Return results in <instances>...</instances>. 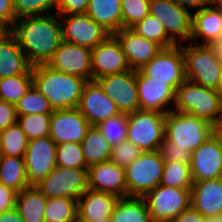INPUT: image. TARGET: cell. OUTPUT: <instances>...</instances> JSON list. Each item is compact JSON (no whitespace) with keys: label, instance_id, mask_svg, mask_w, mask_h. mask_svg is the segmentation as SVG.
<instances>
[{"label":"cell","instance_id":"1","mask_svg":"<svg viewBox=\"0 0 222 222\" xmlns=\"http://www.w3.org/2000/svg\"><path fill=\"white\" fill-rule=\"evenodd\" d=\"M10 31L32 66L47 64L59 43L63 42L62 25L57 13L18 18Z\"/></svg>","mask_w":222,"mask_h":222},{"label":"cell","instance_id":"2","mask_svg":"<svg viewBox=\"0 0 222 222\" xmlns=\"http://www.w3.org/2000/svg\"><path fill=\"white\" fill-rule=\"evenodd\" d=\"M86 83L81 77L54 70L47 64L32 67V84L49 100L53 110L78 108Z\"/></svg>","mask_w":222,"mask_h":222},{"label":"cell","instance_id":"3","mask_svg":"<svg viewBox=\"0 0 222 222\" xmlns=\"http://www.w3.org/2000/svg\"><path fill=\"white\" fill-rule=\"evenodd\" d=\"M185 79L215 89L222 75L220 52L213 45L182 44Z\"/></svg>","mask_w":222,"mask_h":222},{"label":"cell","instance_id":"4","mask_svg":"<svg viewBox=\"0 0 222 222\" xmlns=\"http://www.w3.org/2000/svg\"><path fill=\"white\" fill-rule=\"evenodd\" d=\"M211 123L188 113L170 111L165 114L164 137L174 147L188 149L191 153L211 136Z\"/></svg>","mask_w":222,"mask_h":222},{"label":"cell","instance_id":"5","mask_svg":"<svg viewBox=\"0 0 222 222\" xmlns=\"http://www.w3.org/2000/svg\"><path fill=\"white\" fill-rule=\"evenodd\" d=\"M222 108L215 89L185 80L177 89L173 111L188 113L213 123Z\"/></svg>","mask_w":222,"mask_h":222},{"label":"cell","instance_id":"6","mask_svg":"<svg viewBox=\"0 0 222 222\" xmlns=\"http://www.w3.org/2000/svg\"><path fill=\"white\" fill-rule=\"evenodd\" d=\"M127 197H143L157 187L162 180L164 160L158 150L146 151L125 169Z\"/></svg>","mask_w":222,"mask_h":222},{"label":"cell","instance_id":"7","mask_svg":"<svg viewBox=\"0 0 222 222\" xmlns=\"http://www.w3.org/2000/svg\"><path fill=\"white\" fill-rule=\"evenodd\" d=\"M127 140L143 152L158 150L164 140L165 114L138 109L127 114Z\"/></svg>","mask_w":222,"mask_h":222},{"label":"cell","instance_id":"8","mask_svg":"<svg viewBox=\"0 0 222 222\" xmlns=\"http://www.w3.org/2000/svg\"><path fill=\"white\" fill-rule=\"evenodd\" d=\"M138 71L143 76L152 77L153 81L165 82L176 92V89L186 80L182 44L162 48Z\"/></svg>","mask_w":222,"mask_h":222},{"label":"cell","instance_id":"9","mask_svg":"<svg viewBox=\"0 0 222 222\" xmlns=\"http://www.w3.org/2000/svg\"><path fill=\"white\" fill-rule=\"evenodd\" d=\"M36 186L47 198L66 197L77 200L88 190L87 168L56 166Z\"/></svg>","mask_w":222,"mask_h":222},{"label":"cell","instance_id":"10","mask_svg":"<svg viewBox=\"0 0 222 222\" xmlns=\"http://www.w3.org/2000/svg\"><path fill=\"white\" fill-rule=\"evenodd\" d=\"M149 13L164 26L167 35L177 44L190 41L192 31V11L171 0H150Z\"/></svg>","mask_w":222,"mask_h":222},{"label":"cell","instance_id":"11","mask_svg":"<svg viewBox=\"0 0 222 222\" xmlns=\"http://www.w3.org/2000/svg\"><path fill=\"white\" fill-rule=\"evenodd\" d=\"M190 190L158 185L147 192L146 201L151 219L172 220L190 205Z\"/></svg>","mask_w":222,"mask_h":222},{"label":"cell","instance_id":"12","mask_svg":"<svg viewBox=\"0 0 222 222\" xmlns=\"http://www.w3.org/2000/svg\"><path fill=\"white\" fill-rule=\"evenodd\" d=\"M63 41L93 49L111 34L87 14L59 15Z\"/></svg>","mask_w":222,"mask_h":222},{"label":"cell","instance_id":"13","mask_svg":"<svg viewBox=\"0 0 222 222\" xmlns=\"http://www.w3.org/2000/svg\"><path fill=\"white\" fill-rule=\"evenodd\" d=\"M56 145L50 137L28 141L24 160L29 186H36L55 169Z\"/></svg>","mask_w":222,"mask_h":222},{"label":"cell","instance_id":"14","mask_svg":"<svg viewBox=\"0 0 222 222\" xmlns=\"http://www.w3.org/2000/svg\"><path fill=\"white\" fill-rule=\"evenodd\" d=\"M104 93L116 104L121 113H133L139 109L136 70L104 76L95 80Z\"/></svg>","mask_w":222,"mask_h":222},{"label":"cell","instance_id":"15","mask_svg":"<svg viewBox=\"0 0 222 222\" xmlns=\"http://www.w3.org/2000/svg\"><path fill=\"white\" fill-rule=\"evenodd\" d=\"M91 49L66 41L60 42L51 60L52 69L92 81Z\"/></svg>","mask_w":222,"mask_h":222},{"label":"cell","instance_id":"16","mask_svg":"<svg viewBox=\"0 0 222 222\" xmlns=\"http://www.w3.org/2000/svg\"><path fill=\"white\" fill-rule=\"evenodd\" d=\"M90 127V123L78 108L54 110L50 117V138L56 144H80Z\"/></svg>","mask_w":222,"mask_h":222},{"label":"cell","instance_id":"17","mask_svg":"<svg viewBox=\"0 0 222 222\" xmlns=\"http://www.w3.org/2000/svg\"><path fill=\"white\" fill-rule=\"evenodd\" d=\"M91 58L92 81L130 70L121 45L113 35L91 49Z\"/></svg>","mask_w":222,"mask_h":222},{"label":"cell","instance_id":"18","mask_svg":"<svg viewBox=\"0 0 222 222\" xmlns=\"http://www.w3.org/2000/svg\"><path fill=\"white\" fill-rule=\"evenodd\" d=\"M139 109L161 113L173 111L176 92L165 82L153 81L136 70Z\"/></svg>","mask_w":222,"mask_h":222},{"label":"cell","instance_id":"19","mask_svg":"<svg viewBox=\"0 0 222 222\" xmlns=\"http://www.w3.org/2000/svg\"><path fill=\"white\" fill-rule=\"evenodd\" d=\"M78 109L91 126L121 113L96 81L84 85Z\"/></svg>","mask_w":222,"mask_h":222},{"label":"cell","instance_id":"20","mask_svg":"<svg viewBox=\"0 0 222 222\" xmlns=\"http://www.w3.org/2000/svg\"><path fill=\"white\" fill-rule=\"evenodd\" d=\"M113 36L120 43L132 70L141 69L162 50L159 44L138 35L131 28H123L115 32Z\"/></svg>","mask_w":222,"mask_h":222},{"label":"cell","instance_id":"21","mask_svg":"<svg viewBox=\"0 0 222 222\" xmlns=\"http://www.w3.org/2000/svg\"><path fill=\"white\" fill-rule=\"evenodd\" d=\"M193 181L222 178V147L211 135L191 155Z\"/></svg>","mask_w":222,"mask_h":222},{"label":"cell","instance_id":"22","mask_svg":"<svg viewBox=\"0 0 222 222\" xmlns=\"http://www.w3.org/2000/svg\"><path fill=\"white\" fill-rule=\"evenodd\" d=\"M87 178L90 189L127 197L125 170L110 160L88 167Z\"/></svg>","mask_w":222,"mask_h":222},{"label":"cell","instance_id":"23","mask_svg":"<svg viewBox=\"0 0 222 222\" xmlns=\"http://www.w3.org/2000/svg\"><path fill=\"white\" fill-rule=\"evenodd\" d=\"M190 205L207 219L222 217V178L193 181Z\"/></svg>","mask_w":222,"mask_h":222},{"label":"cell","instance_id":"24","mask_svg":"<svg viewBox=\"0 0 222 222\" xmlns=\"http://www.w3.org/2000/svg\"><path fill=\"white\" fill-rule=\"evenodd\" d=\"M32 65L10 30L0 35V79L16 75H32Z\"/></svg>","mask_w":222,"mask_h":222},{"label":"cell","instance_id":"25","mask_svg":"<svg viewBox=\"0 0 222 222\" xmlns=\"http://www.w3.org/2000/svg\"><path fill=\"white\" fill-rule=\"evenodd\" d=\"M222 11L211 4L192 13L191 43L213 45L221 35Z\"/></svg>","mask_w":222,"mask_h":222},{"label":"cell","instance_id":"26","mask_svg":"<svg viewBox=\"0 0 222 222\" xmlns=\"http://www.w3.org/2000/svg\"><path fill=\"white\" fill-rule=\"evenodd\" d=\"M118 199L114 194L88 188L77 199V222H94L110 217Z\"/></svg>","mask_w":222,"mask_h":222},{"label":"cell","instance_id":"27","mask_svg":"<svg viewBox=\"0 0 222 222\" xmlns=\"http://www.w3.org/2000/svg\"><path fill=\"white\" fill-rule=\"evenodd\" d=\"M85 14L111 35L122 29L121 0H89Z\"/></svg>","mask_w":222,"mask_h":222},{"label":"cell","instance_id":"28","mask_svg":"<svg viewBox=\"0 0 222 222\" xmlns=\"http://www.w3.org/2000/svg\"><path fill=\"white\" fill-rule=\"evenodd\" d=\"M46 201L47 197L37 186H29L17 193L15 208L25 222H45Z\"/></svg>","mask_w":222,"mask_h":222},{"label":"cell","instance_id":"29","mask_svg":"<svg viewBox=\"0 0 222 222\" xmlns=\"http://www.w3.org/2000/svg\"><path fill=\"white\" fill-rule=\"evenodd\" d=\"M112 222H150L151 217L143 197H120L110 216Z\"/></svg>","mask_w":222,"mask_h":222},{"label":"cell","instance_id":"30","mask_svg":"<svg viewBox=\"0 0 222 222\" xmlns=\"http://www.w3.org/2000/svg\"><path fill=\"white\" fill-rule=\"evenodd\" d=\"M0 182L17 193L29 187L24 157L0 155Z\"/></svg>","mask_w":222,"mask_h":222},{"label":"cell","instance_id":"31","mask_svg":"<svg viewBox=\"0 0 222 222\" xmlns=\"http://www.w3.org/2000/svg\"><path fill=\"white\" fill-rule=\"evenodd\" d=\"M80 144L87 167L110 160L112 147L96 126L87 130Z\"/></svg>","mask_w":222,"mask_h":222},{"label":"cell","instance_id":"32","mask_svg":"<svg viewBox=\"0 0 222 222\" xmlns=\"http://www.w3.org/2000/svg\"><path fill=\"white\" fill-rule=\"evenodd\" d=\"M45 222H77V200L66 197L47 198Z\"/></svg>","mask_w":222,"mask_h":222},{"label":"cell","instance_id":"33","mask_svg":"<svg viewBox=\"0 0 222 222\" xmlns=\"http://www.w3.org/2000/svg\"><path fill=\"white\" fill-rule=\"evenodd\" d=\"M28 139L16 122L0 131V155L24 157Z\"/></svg>","mask_w":222,"mask_h":222},{"label":"cell","instance_id":"34","mask_svg":"<svg viewBox=\"0 0 222 222\" xmlns=\"http://www.w3.org/2000/svg\"><path fill=\"white\" fill-rule=\"evenodd\" d=\"M138 35L159 44L162 48L177 45L168 35L162 23L150 13L131 28Z\"/></svg>","mask_w":222,"mask_h":222},{"label":"cell","instance_id":"35","mask_svg":"<svg viewBox=\"0 0 222 222\" xmlns=\"http://www.w3.org/2000/svg\"><path fill=\"white\" fill-rule=\"evenodd\" d=\"M32 85V75H16L1 78L0 100L16 105Z\"/></svg>","mask_w":222,"mask_h":222},{"label":"cell","instance_id":"36","mask_svg":"<svg viewBox=\"0 0 222 222\" xmlns=\"http://www.w3.org/2000/svg\"><path fill=\"white\" fill-rule=\"evenodd\" d=\"M160 185L178 187L181 189H191L193 179L190 165L181 164L177 161L164 162V170Z\"/></svg>","mask_w":222,"mask_h":222},{"label":"cell","instance_id":"37","mask_svg":"<svg viewBox=\"0 0 222 222\" xmlns=\"http://www.w3.org/2000/svg\"><path fill=\"white\" fill-rule=\"evenodd\" d=\"M49 100L32 85L16 104L17 115L52 114Z\"/></svg>","mask_w":222,"mask_h":222},{"label":"cell","instance_id":"38","mask_svg":"<svg viewBox=\"0 0 222 222\" xmlns=\"http://www.w3.org/2000/svg\"><path fill=\"white\" fill-rule=\"evenodd\" d=\"M96 127L100 130L101 134L111 147L118 145L127 139V114L120 113L116 116L110 117L98 123Z\"/></svg>","mask_w":222,"mask_h":222},{"label":"cell","instance_id":"39","mask_svg":"<svg viewBox=\"0 0 222 222\" xmlns=\"http://www.w3.org/2000/svg\"><path fill=\"white\" fill-rule=\"evenodd\" d=\"M51 114L18 115L17 123L28 140L50 137Z\"/></svg>","mask_w":222,"mask_h":222},{"label":"cell","instance_id":"40","mask_svg":"<svg viewBox=\"0 0 222 222\" xmlns=\"http://www.w3.org/2000/svg\"><path fill=\"white\" fill-rule=\"evenodd\" d=\"M56 166L62 168H88L83 156L81 144L74 142L57 144Z\"/></svg>","mask_w":222,"mask_h":222},{"label":"cell","instance_id":"41","mask_svg":"<svg viewBox=\"0 0 222 222\" xmlns=\"http://www.w3.org/2000/svg\"><path fill=\"white\" fill-rule=\"evenodd\" d=\"M57 4L58 0H13L15 18L53 14L56 13Z\"/></svg>","mask_w":222,"mask_h":222},{"label":"cell","instance_id":"42","mask_svg":"<svg viewBox=\"0 0 222 222\" xmlns=\"http://www.w3.org/2000/svg\"><path fill=\"white\" fill-rule=\"evenodd\" d=\"M150 0H121L122 29L132 28L149 14Z\"/></svg>","mask_w":222,"mask_h":222},{"label":"cell","instance_id":"43","mask_svg":"<svg viewBox=\"0 0 222 222\" xmlns=\"http://www.w3.org/2000/svg\"><path fill=\"white\" fill-rule=\"evenodd\" d=\"M142 152L138 146L126 139L112 147L110 161L125 169L135 161Z\"/></svg>","mask_w":222,"mask_h":222},{"label":"cell","instance_id":"44","mask_svg":"<svg viewBox=\"0 0 222 222\" xmlns=\"http://www.w3.org/2000/svg\"><path fill=\"white\" fill-rule=\"evenodd\" d=\"M158 152L164 162L177 161L181 164L191 165L192 153L188 149L174 147V143L168 141L165 137L159 145Z\"/></svg>","mask_w":222,"mask_h":222},{"label":"cell","instance_id":"45","mask_svg":"<svg viewBox=\"0 0 222 222\" xmlns=\"http://www.w3.org/2000/svg\"><path fill=\"white\" fill-rule=\"evenodd\" d=\"M89 0H58L56 13L59 15L85 14Z\"/></svg>","mask_w":222,"mask_h":222},{"label":"cell","instance_id":"46","mask_svg":"<svg viewBox=\"0 0 222 222\" xmlns=\"http://www.w3.org/2000/svg\"><path fill=\"white\" fill-rule=\"evenodd\" d=\"M15 21L13 0H0V27L11 30Z\"/></svg>","mask_w":222,"mask_h":222},{"label":"cell","instance_id":"47","mask_svg":"<svg viewBox=\"0 0 222 222\" xmlns=\"http://www.w3.org/2000/svg\"><path fill=\"white\" fill-rule=\"evenodd\" d=\"M16 105L0 100V131L17 122Z\"/></svg>","mask_w":222,"mask_h":222},{"label":"cell","instance_id":"48","mask_svg":"<svg viewBox=\"0 0 222 222\" xmlns=\"http://www.w3.org/2000/svg\"><path fill=\"white\" fill-rule=\"evenodd\" d=\"M17 192L0 184V212L11 210L15 207Z\"/></svg>","mask_w":222,"mask_h":222},{"label":"cell","instance_id":"49","mask_svg":"<svg viewBox=\"0 0 222 222\" xmlns=\"http://www.w3.org/2000/svg\"><path fill=\"white\" fill-rule=\"evenodd\" d=\"M205 218L197 209L189 205L178 217L171 222H206Z\"/></svg>","mask_w":222,"mask_h":222},{"label":"cell","instance_id":"50","mask_svg":"<svg viewBox=\"0 0 222 222\" xmlns=\"http://www.w3.org/2000/svg\"><path fill=\"white\" fill-rule=\"evenodd\" d=\"M173 3L186 8L189 11H197L210 4V0H171ZM194 9V10H191Z\"/></svg>","mask_w":222,"mask_h":222},{"label":"cell","instance_id":"51","mask_svg":"<svg viewBox=\"0 0 222 222\" xmlns=\"http://www.w3.org/2000/svg\"><path fill=\"white\" fill-rule=\"evenodd\" d=\"M211 135L222 147V108L218 118L211 124Z\"/></svg>","mask_w":222,"mask_h":222},{"label":"cell","instance_id":"52","mask_svg":"<svg viewBox=\"0 0 222 222\" xmlns=\"http://www.w3.org/2000/svg\"><path fill=\"white\" fill-rule=\"evenodd\" d=\"M0 222H25L17 209L14 207L11 210L0 212Z\"/></svg>","mask_w":222,"mask_h":222},{"label":"cell","instance_id":"53","mask_svg":"<svg viewBox=\"0 0 222 222\" xmlns=\"http://www.w3.org/2000/svg\"><path fill=\"white\" fill-rule=\"evenodd\" d=\"M215 92L218 95L220 101L222 102V75H221V78L218 82V85L215 88Z\"/></svg>","mask_w":222,"mask_h":222},{"label":"cell","instance_id":"54","mask_svg":"<svg viewBox=\"0 0 222 222\" xmlns=\"http://www.w3.org/2000/svg\"><path fill=\"white\" fill-rule=\"evenodd\" d=\"M213 46L220 52L222 50V31L219 38L216 40V42L213 44Z\"/></svg>","mask_w":222,"mask_h":222},{"label":"cell","instance_id":"55","mask_svg":"<svg viewBox=\"0 0 222 222\" xmlns=\"http://www.w3.org/2000/svg\"><path fill=\"white\" fill-rule=\"evenodd\" d=\"M210 4L222 11V0H210Z\"/></svg>","mask_w":222,"mask_h":222},{"label":"cell","instance_id":"56","mask_svg":"<svg viewBox=\"0 0 222 222\" xmlns=\"http://www.w3.org/2000/svg\"><path fill=\"white\" fill-rule=\"evenodd\" d=\"M206 222H222V217L207 219Z\"/></svg>","mask_w":222,"mask_h":222},{"label":"cell","instance_id":"57","mask_svg":"<svg viewBox=\"0 0 222 222\" xmlns=\"http://www.w3.org/2000/svg\"><path fill=\"white\" fill-rule=\"evenodd\" d=\"M94 222H112V219H111V217H107V218H104V219H98Z\"/></svg>","mask_w":222,"mask_h":222},{"label":"cell","instance_id":"58","mask_svg":"<svg viewBox=\"0 0 222 222\" xmlns=\"http://www.w3.org/2000/svg\"><path fill=\"white\" fill-rule=\"evenodd\" d=\"M150 222H171V220L151 219Z\"/></svg>","mask_w":222,"mask_h":222},{"label":"cell","instance_id":"59","mask_svg":"<svg viewBox=\"0 0 222 222\" xmlns=\"http://www.w3.org/2000/svg\"><path fill=\"white\" fill-rule=\"evenodd\" d=\"M3 31H5V30L2 27H0V35Z\"/></svg>","mask_w":222,"mask_h":222}]
</instances>
